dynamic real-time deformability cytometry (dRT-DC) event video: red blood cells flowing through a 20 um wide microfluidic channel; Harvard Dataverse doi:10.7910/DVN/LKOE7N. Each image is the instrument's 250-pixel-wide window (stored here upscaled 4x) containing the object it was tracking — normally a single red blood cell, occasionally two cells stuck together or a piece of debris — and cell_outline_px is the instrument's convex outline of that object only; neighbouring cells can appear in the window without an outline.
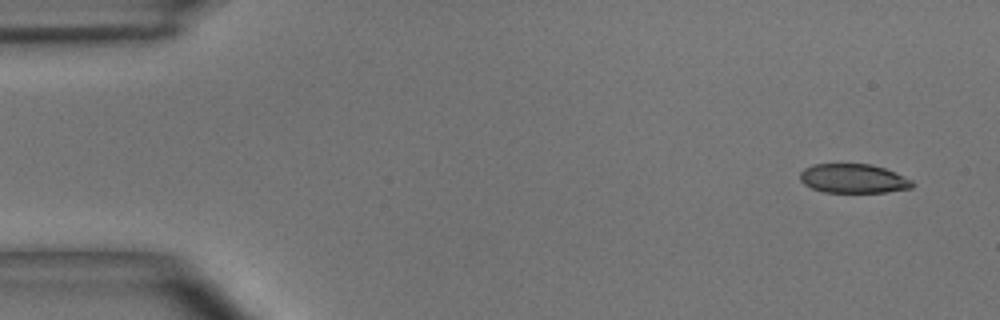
{"species": "common noctule bat (a hibernating species)", "species_latin": "Nyctalus noctula", "temperature_condition": "room temperature", "stored_images_in_passage": 5, "segment_of_instrument_passage": [1, 2], "camera_frame_rate_fps": 3000, "um_per_image_px": 0.085, "animal": {"sex": "male", "body_mass_g": 15.6}, "frame": {"image": 1, "passage_image": 1, "time_ms": 0.0, "image_size_px": [1000, 320], "cell_outline_px": [[916, 184], [912, 188], [884, 192], [824, 192], [812, 188], [804, 184], [800, 180], [800, 172], [804, 168], [812, 164], [872, 164], [884, 168], [912, 180]], "centroid_in_image_um": [72.53, 15.17], "position_along_channel_um": 12.5, "area_um2": 19.07}}
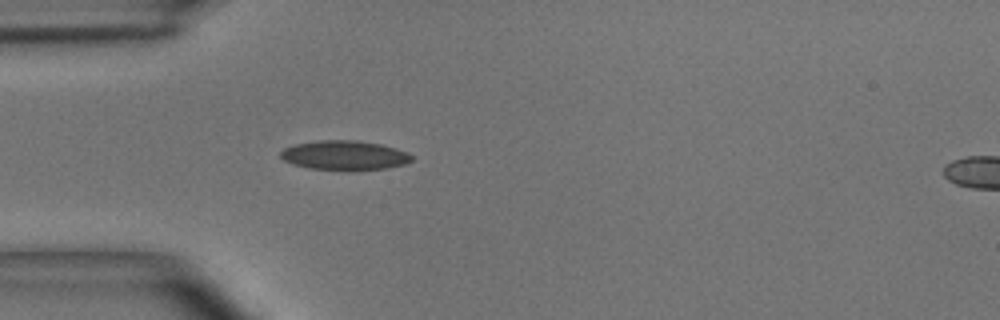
{"frame": {"image": 2, "passage_image": 4, "time_ms": 1.0, "image_size_px": [1000, 320], "cell_outline_px": [[412, 160], [404, 164], [388, 168], [352, 172], [308, 168], [292, 164], [284, 160], [280, 156], [280, 152], [284, 148], [296, 144], [320, 140], [360, 140], [380, 144], [396, 148], [408, 152], [412, 156]], "centroid_in_image_um": [29.3, 13.22], "position_along_channel_um": 55.7, "area_um2": 23.0}}